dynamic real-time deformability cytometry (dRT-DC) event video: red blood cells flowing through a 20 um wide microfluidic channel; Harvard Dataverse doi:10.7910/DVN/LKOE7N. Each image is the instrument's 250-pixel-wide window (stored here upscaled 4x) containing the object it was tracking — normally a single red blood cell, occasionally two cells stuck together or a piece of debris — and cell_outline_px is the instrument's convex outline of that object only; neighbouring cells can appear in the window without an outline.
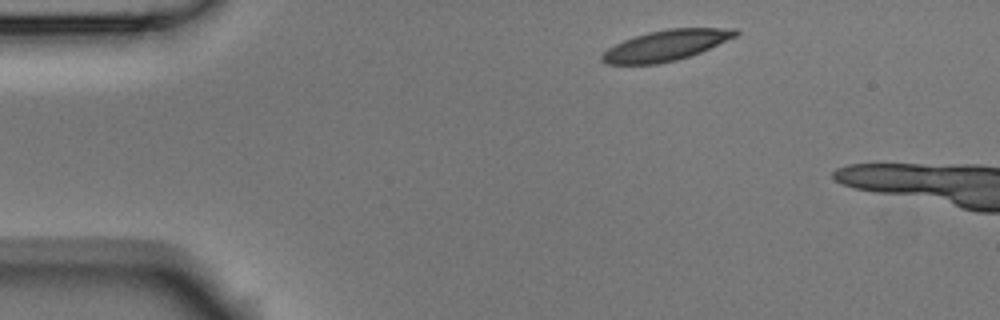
{"species": "Egyptian fruit bat (a non-hibernating species)", "species_latin": "Rousettus aegyptiacus", "temperature_condition": "room temperature", "stored_images_in_passage": 2, "camera_frame_rate_fps": 3000, "um_per_image_px": 0.085, "animal": {"sex": "male"}, "frame": {"image": 1, "passage_image": 1, "time_ms": 0.0, "image_size_px": [1000, 320], "cell_outline_px": [[740, 32], [736, 36], [700, 52], [676, 60], [656, 64], [608, 64], [600, 60], [600, 56], [608, 48], [624, 40], [648, 32], [668, 28], [736, 28]], "centroid_in_image_um": [56.6, 3.85], "position_along_channel_um": 28.4, "area_um2": 23.58}}